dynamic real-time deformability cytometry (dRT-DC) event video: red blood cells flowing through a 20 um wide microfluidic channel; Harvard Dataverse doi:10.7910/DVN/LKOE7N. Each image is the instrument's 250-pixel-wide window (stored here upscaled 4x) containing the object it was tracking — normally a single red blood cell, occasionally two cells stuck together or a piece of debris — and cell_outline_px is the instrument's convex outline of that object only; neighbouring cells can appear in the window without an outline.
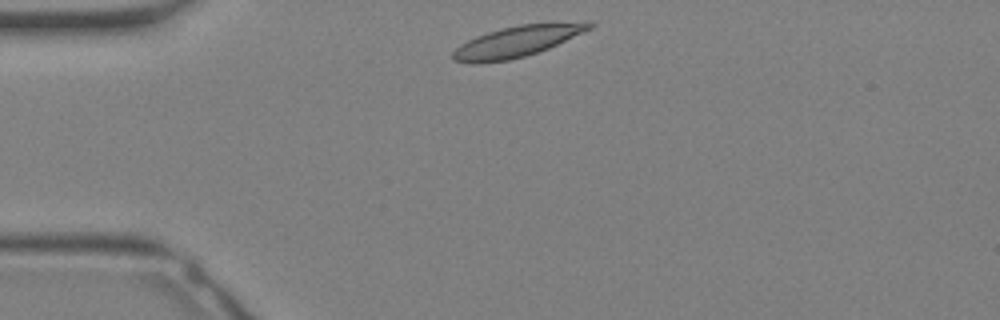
{"species": "Egyptian fruit bat (a non-hibernating species)", "species_latin": "Rousettus aegyptiacus", "temperature_condition": "warm", "stored_images_in_passage": 26, "camera_frame_rate_fps": 3000, "um_per_image_px": 0.085, "animal": {"sex": "female"}, "frame": {"image": 1, "passage_image": 1, "time_ms": 0.0, "image_size_px": [1000, 320], "cell_outline_px": [[596, 24], [592, 28], [548, 48], [524, 56], [508, 60], [480, 64], [468, 64], [452, 60], [452, 52], [460, 44], [476, 36], [488, 32], [520, 24], [588, 20], [592, 20]], "centroid_in_image_um": [43.98, 3.51], "position_along_channel_um": 41.0, "area_um2": 24.97}}
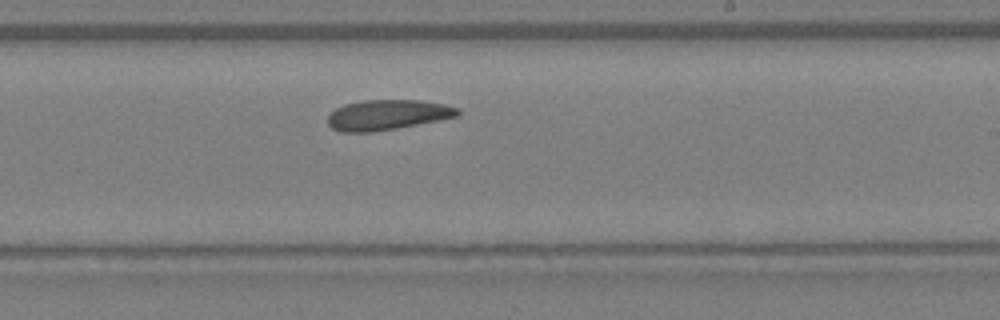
{"frame": {"image": 2, "passage_image": 13, "time_ms": 4.0, "image_size_px": [1000, 320], "cell_outline_px": [[460, 116], [396, 128], [372, 132], [340, 132], [332, 128], [328, 124], [328, 116], [336, 108], [344, 104], [364, 100], [420, 100], [444, 104], [456, 108], [460, 112]], "centroid_in_image_um": [32.91, 9.76], "position_along_channel_um": 256.1, "area_um2": 22.77}}
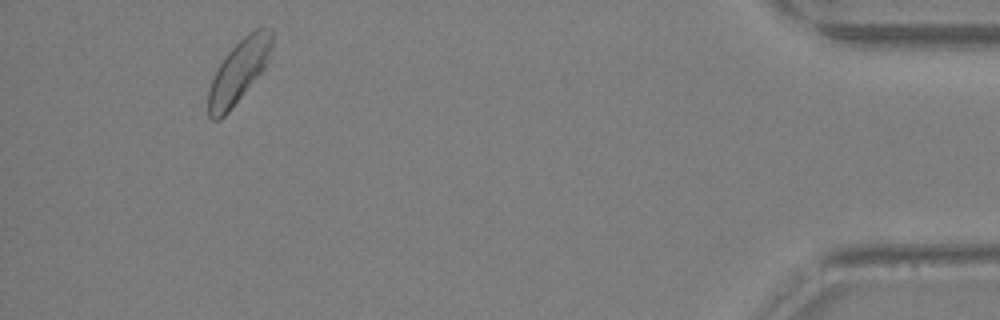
{"frame": {"image": 3, "passage_image": 24, "time_ms": 7.667, "image_size_px": [1000, 320], "cell_outline_px": [[272, 44], [268, 60], [264, 68], [228, 112], [220, 120], [212, 120], [208, 116], [208, 88], [216, 68], [224, 56], [248, 32], [256, 28], [272, 28]], "centroid_in_image_um": [20.26, 6.06], "position_along_channel_um": 414.9, "area_um2": 23.12}}